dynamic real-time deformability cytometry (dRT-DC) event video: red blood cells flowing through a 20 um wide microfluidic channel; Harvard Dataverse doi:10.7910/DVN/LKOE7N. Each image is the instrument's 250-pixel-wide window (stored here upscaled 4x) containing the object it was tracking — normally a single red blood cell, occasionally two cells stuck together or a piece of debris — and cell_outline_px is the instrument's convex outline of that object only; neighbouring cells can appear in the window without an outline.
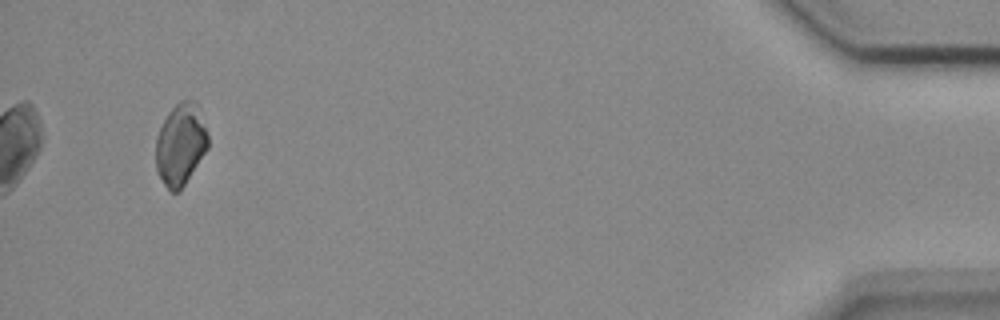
{"species": "common noctule bat (a hibernating species)", "species_latin": "Nyctalus noctula", "temperature_condition": "cold", "stored_images_in_passage": 19, "camera_frame_rate_fps": 3000, "um_per_image_px": 0.085, "animal": {"sex": "female", "body_mass_g": 18.4}, "frame": {"image": 1, "passage_image": 19, "time_ms": 6.0, "image_size_px": [1000, 320], "cell_outline_px": [[208, 148], [180, 192], [168, 192], [156, 168], [156, 136], [168, 112], [180, 100], [188, 96], [196, 100], [208, 132]], "centroid_in_image_um": [15.36, 12.24], "position_along_channel_um": 419.8, "area_um2": 25.32}}